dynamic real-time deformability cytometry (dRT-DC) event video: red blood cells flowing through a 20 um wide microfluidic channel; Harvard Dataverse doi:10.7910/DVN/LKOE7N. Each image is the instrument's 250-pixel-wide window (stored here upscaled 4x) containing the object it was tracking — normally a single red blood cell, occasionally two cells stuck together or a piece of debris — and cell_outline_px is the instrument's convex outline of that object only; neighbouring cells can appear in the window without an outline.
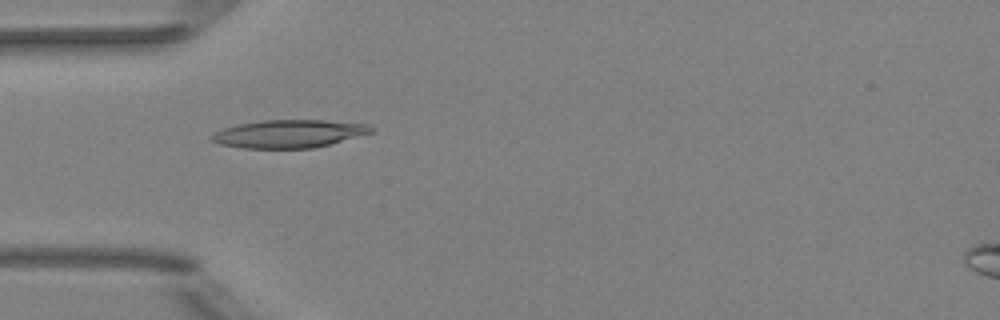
{"species": "Egyptian fruit bat (a non-hibernating species)", "species_latin": "Rousettus aegyptiacus", "temperature_condition": "room temperature", "stored_images_in_passage": 2, "camera_frame_rate_fps": 3000, "um_per_image_px": 0.085, "animal": {"sex": "female"}, "frame": {"image": 1, "passage_image": 1, "time_ms": 0.0, "image_size_px": [1000, 320], "cell_outline_px": [[376, 128], [372, 132], [328, 144], [312, 148], [244, 148], [220, 144], [212, 140], [208, 136], [224, 128], [240, 124], [264, 120], [324, 120], [368, 124]], "centroid_in_image_um": [24.56, 11.36], "position_along_channel_um": 60.4, "area_um2": 25.66}}
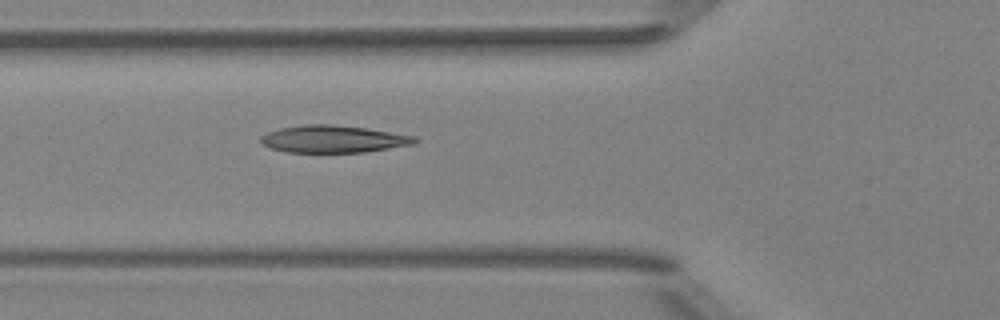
{"frame": {"image": 2, "passage_image": 2, "time_ms": 1.0, "image_size_px": [1000, 320], "cell_outline_px": [[420, 140], [416, 144], [364, 152], [288, 152], [272, 148], [260, 144], [260, 136], [268, 132], [280, 128], [304, 124], [332, 124], [368, 128], [416, 136]], "centroid_in_image_um": [28.36, 11.81], "position_along_channel_um": 97.4, "area_um2": 24.68}}